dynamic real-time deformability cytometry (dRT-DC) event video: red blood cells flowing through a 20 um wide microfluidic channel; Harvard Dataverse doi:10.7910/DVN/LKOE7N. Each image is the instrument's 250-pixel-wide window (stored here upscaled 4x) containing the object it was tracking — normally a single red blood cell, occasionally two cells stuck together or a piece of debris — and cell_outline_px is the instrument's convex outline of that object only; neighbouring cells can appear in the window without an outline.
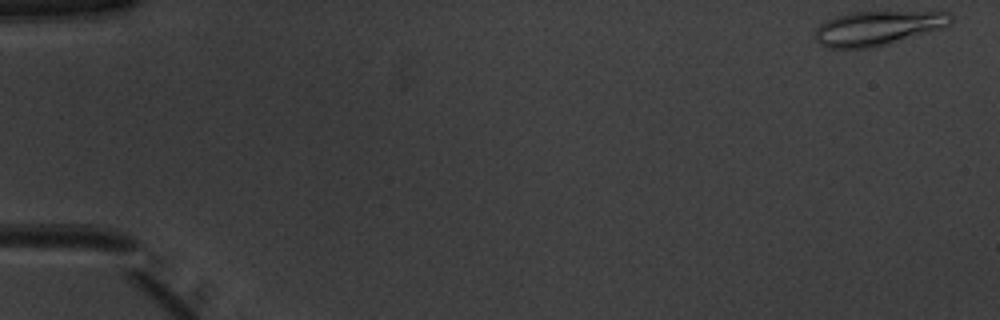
{"species": "common noctule bat (a hibernating species)", "species_latin": "Nyctalus noctula", "temperature_condition": "warm", "stored_images_in_passage": 50, "camera_frame_rate_fps": 3000, "um_per_image_px": 0.085, "animal": {"sex": "male", "body_mass_g": 20.1, "forearm_length_mm": 53.5}, "frame": {"image": 1, "passage_image": 1, "time_ms": 0.0, "image_size_px": [1000, 320], "cell_outline_px": [[952, 24], [944, 28], [888, 44], [868, 48], [824, 48], [816, 40], [816, 28], [820, 24], [836, 16], [852, 12], [948, 12], [952, 16]], "centroid_in_image_um": [74.62, 2.4], "position_along_channel_um": 10.4, "area_um2": 27.11}}
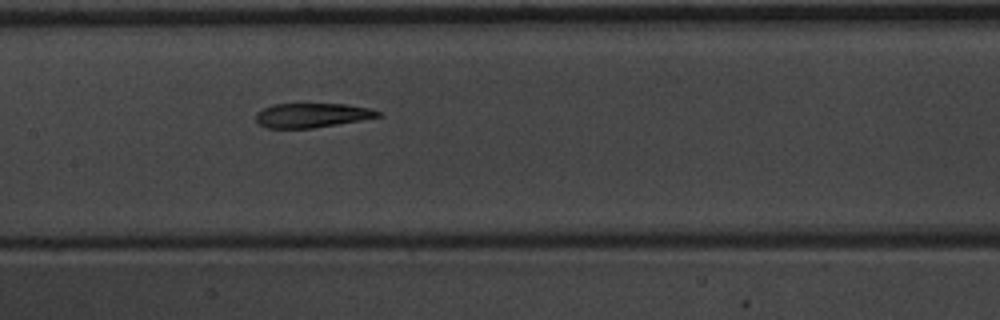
{"frame": {"image": 2, "passage_image": 25, "time_ms": 8.0, "image_size_px": [1000, 320], "cell_outline_px": [[384, 116], [312, 128], [268, 128], [260, 124], [256, 120], [256, 112], [272, 104], [348, 104], [368, 108], [384, 112]], "centroid_in_image_um": [26.55, 9.79], "position_along_channel_um": 180.8, "area_um2": 17.34}}
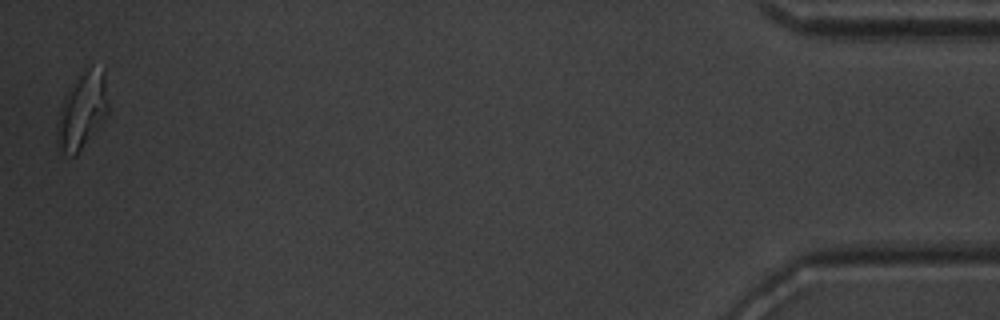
{"frame": {"image": 3, "passage_image": 50, "time_ms": 16.333, "image_size_px": [1000, 320], "cell_outline_px": [[108, 116], [76, 156], [72, 156], [60, 152], [56, 144], [56, 120], [64, 96], [84, 68], [104, 68], [108, 108]], "centroid_in_image_um": [6.96, 9.46], "position_along_channel_um": 428.2, "area_um2": 23.12}, "authors_computed_cell_mechanics": {"area_um2": 19.3919, "velocity_mm_per_s": 3.982, "shape_relaxation_time_tau1_ms": 6.4455, "shape_relaxation_time_tau2_ms": 2.3437, "deformation_change_tau1": 0.2496, "deformation_change_tau2": 0.103}}